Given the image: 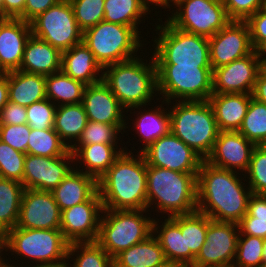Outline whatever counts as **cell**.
Returning a JSON list of instances; mask_svg holds the SVG:
<instances>
[{"mask_svg": "<svg viewBox=\"0 0 266 267\" xmlns=\"http://www.w3.org/2000/svg\"><path fill=\"white\" fill-rule=\"evenodd\" d=\"M259 62L256 51L250 55L234 60L213 70V94L245 93L252 95L257 76Z\"/></svg>", "mask_w": 266, "mask_h": 267, "instance_id": "d6986e66", "label": "cell"}, {"mask_svg": "<svg viewBox=\"0 0 266 267\" xmlns=\"http://www.w3.org/2000/svg\"><path fill=\"white\" fill-rule=\"evenodd\" d=\"M73 153L57 157L26 154L24 160V189L52 191L74 169ZM73 167H72V166Z\"/></svg>", "mask_w": 266, "mask_h": 267, "instance_id": "e0dca14e", "label": "cell"}, {"mask_svg": "<svg viewBox=\"0 0 266 267\" xmlns=\"http://www.w3.org/2000/svg\"><path fill=\"white\" fill-rule=\"evenodd\" d=\"M266 0H223L230 20L246 21L259 9L265 6Z\"/></svg>", "mask_w": 266, "mask_h": 267, "instance_id": "7dc6e473", "label": "cell"}, {"mask_svg": "<svg viewBox=\"0 0 266 267\" xmlns=\"http://www.w3.org/2000/svg\"><path fill=\"white\" fill-rule=\"evenodd\" d=\"M170 13L172 15L165 16L175 28L206 38L214 36L231 21L223 0H180Z\"/></svg>", "mask_w": 266, "mask_h": 267, "instance_id": "8fae6325", "label": "cell"}, {"mask_svg": "<svg viewBox=\"0 0 266 267\" xmlns=\"http://www.w3.org/2000/svg\"><path fill=\"white\" fill-rule=\"evenodd\" d=\"M208 41L212 70L244 58L254 51L246 21L231 20Z\"/></svg>", "mask_w": 266, "mask_h": 267, "instance_id": "2e32d148", "label": "cell"}, {"mask_svg": "<svg viewBox=\"0 0 266 267\" xmlns=\"http://www.w3.org/2000/svg\"><path fill=\"white\" fill-rule=\"evenodd\" d=\"M250 30V40L254 50L266 41V6L246 20Z\"/></svg>", "mask_w": 266, "mask_h": 267, "instance_id": "c3c4849f", "label": "cell"}, {"mask_svg": "<svg viewBox=\"0 0 266 267\" xmlns=\"http://www.w3.org/2000/svg\"><path fill=\"white\" fill-rule=\"evenodd\" d=\"M184 234L185 267H191L201 247L206 242L208 216L196 210L189 214L170 217Z\"/></svg>", "mask_w": 266, "mask_h": 267, "instance_id": "4dcf8cb0", "label": "cell"}, {"mask_svg": "<svg viewBox=\"0 0 266 267\" xmlns=\"http://www.w3.org/2000/svg\"><path fill=\"white\" fill-rule=\"evenodd\" d=\"M210 267H236V266L233 263H230V264L210 266Z\"/></svg>", "mask_w": 266, "mask_h": 267, "instance_id": "003e7915", "label": "cell"}, {"mask_svg": "<svg viewBox=\"0 0 266 267\" xmlns=\"http://www.w3.org/2000/svg\"><path fill=\"white\" fill-rule=\"evenodd\" d=\"M167 263L163 249L153 233L113 258L114 267H162Z\"/></svg>", "mask_w": 266, "mask_h": 267, "instance_id": "f546056e", "label": "cell"}, {"mask_svg": "<svg viewBox=\"0 0 266 267\" xmlns=\"http://www.w3.org/2000/svg\"><path fill=\"white\" fill-rule=\"evenodd\" d=\"M28 267H71L69 260H65L63 262L57 264H44V265H33Z\"/></svg>", "mask_w": 266, "mask_h": 267, "instance_id": "680465c9", "label": "cell"}, {"mask_svg": "<svg viewBox=\"0 0 266 267\" xmlns=\"http://www.w3.org/2000/svg\"><path fill=\"white\" fill-rule=\"evenodd\" d=\"M30 132L31 128L27 123L22 125H0V141L21 153L27 154Z\"/></svg>", "mask_w": 266, "mask_h": 267, "instance_id": "bcb514c9", "label": "cell"}, {"mask_svg": "<svg viewBox=\"0 0 266 267\" xmlns=\"http://www.w3.org/2000/svg\"><path fill=\"white\" fill-rule=\"evenodd\" d=\"M61 71L86 86L103 80V68L83 42L62 52Z\"/></svg>", "mask_w": 266, "mask_h": 267, "instance_id": "d4e9b609", "label": "cell"}, {"mask_svg": "<svg viewBox=\"0 0 266 267\" xmlns=\"http://www.w3.org/2000/svg\"><path fill=\"white\" fill-rule=\"evenodd\" d=\"M87 122L88 117L82 103L59 105L56 108L53 128L70 149L79 140Z\"/></svg>", "mask_w": 266, "mask_h": 267, "instance_id": "836d02e7", "label": "cell"}, {"mask_svg": "<svg viewBox=\"0 0 266 267\" xmlns=\"http://www.w3.org/2000/svg\"><path fill=\"white\" fill-rule=\"evenodd\" d=\"M141 57L140 53V56L103 68L102 81L126 110L141 105L151 106L154 96L158 97L154 57L151 55L149 62Z\"/></svg>", "mask_w": 266, "mask_h": 267, "instance_id": "3957f363", "label": "cell"}, {"mask_svg": "<svg viewBox=\"0 0 266 267\" xmlns=\"http://www.w3.org/2000/svg\"><path fill=\"white\" fill-rule=\"evenodd\" d=\"M69 243L60 229H25L15 227L4 234V250L11 255L24 257L27 262L17 263L20 267L57 264L67 260ZM16 254V255H15ZM33 260V261H32ZM23 263H26L24 265ZM9 267H19L17 264Z\"/></svg>", "mask_w": 266, "mask_h": 267, "instance_id": "52a82bcc", "label": "cell"}, {"mask_svg": "<svg viewBox=\"0 0 266 267\" xmlns=\"http://www.w3.org/2000/svg\"><path fill=\"white\" fill-rule=\"evenodd\" d=\"M4 234L0 231V255H4Z\"/></svg>", "mask_w": 266, "mask_h": 267, "instance_id": "6125c7cd", "label": "cell"}, {"mask_svg": "<svg viewBox=\"0 0 266 267\" xmlns=\"http://www.w3.org/2000/svg\"><path fill=\"white\" fill-rule=\"evenodd\" d=\"M69 2L76 22L83 32L103 21L105 0H69Z\"/></svg>", "mask_w": 266, "mask_h": 267, "instance_id": "7bdbcfd3", "label": "cell"}, {"mask_svg": "<svg viewBox=\"0 0 266 267\" xmlns=\"http://www.w3.org/2000/svg\"><path fill=\"white\" fill-rule=\"evenodd\" d=\"M85 87L62 71L46 76V98L56 106L82 103Z\"/></svg>", "mask_w": 266, "mask_h": 267, "instance_id": "d590c367", "label": "cell"}, {"mask_svg": "<svg viewBox=\"0 0 266 267\" xmlns=\"http://www.w3.org/2000/svg\"><path fill=\"white\" fill-rule=\"evenodd\" d=\"M33 36L46 41L61 52L83 42V31L74 17L69 0H61L31 22Z\"/></svg>", "mask_w": 266, "mask_h": 267, "instance_id": "7c38bea8", "label": "cell"}, {"mask_svg": "<svg viewBox=\"0 0 266 267\" xmlns=\"http://www.w3.org/2000/svg\"><path fill=\"white\" fill-rule=\"evenodd\" d=\"M141 38L142 36L130 26L104 20L83 32V43L94 54L102 68L135 58L139 53L143 55L140 50L147 43Z\"/></svg>", "mask_w": 266, "mask_h": 267, "instance_id": "9c48e42d", "label": "cell"}, {"mask_svg": "<svg viewBox=\"0 0 266 267\" xmlns=\"http://www.w3.org/2000/svg\"><path fill=\"white\" fill-rule=\"evenodd\" d=\"M26 0H1V18H18L23 12Z\"/></svg>", "mask_w": 266, "mask_h": 267, "instance_id": "db71d44e", "label": "cell"}, {"mask_svg": "<svg viewBox=\"0 0 266 267\" xmlns=\"http://www.w3.org/2000/svg\"><path fill=\"white\" fill-rule=\"evenodd\" d=\"M62 52L51 44L31 35L26 43L21 71L51 75L61 71Z\"/></svg>", "mask_w": 266, "mask_h": 267, "instance_id": "484cf974", "label": "cell"}, {"mask_svg": "<svg viewBox=\"0 0 266 267\" xmlns=\"http://www.w3.org/2000/svg\"><path fill=\"white\" fill-rule=\"evenodd\" d=\"M27 123L25 106L8 101L0 111V125H22Z\"/></svg>", "mask_w": 266, "mask_h": 267, "instance_id": "681fc988", "label": "cell"}, {"mask_svg": "<svg viewBox=\"0 0 266 267\" xmlns=\"http://www.w3.org/2000/svg\"><path fill=\"white\" fill-rule=\"evenodd\" d=\"M98 191V181L73 169L51 192L60 211L88 201Z\"/></svg>", "mask_w": 266, "mask_h": 267, "instance_id": "83f0119b", "label": "cell"}, {"mask_svg": "<svg viewBox=\"0 0 266 267\" xmlns=\"http://www.w3.org/2000/svg\"><path fill=\"white\" fill-rule=\"evenodd\" d=\"M28 139L27 154L57 157L66 155L70 151L54 128L44 130L31 128Z\"/></svg>", "mask_w": 266, "mask_h": 267, "instance_id": "74e56055", "label": "cell"}, {"mask_svg": "<svg viewBox=\"0 0 266 267\" xmlns=\"http://www.w3.org/2000/svg\"><path fill=\"white\" fill-rule=\"evenodd\" d=\"M150 8L155 7H150L144 0H105L103 20L130 26L141 35L138 27L143 20L145 23V16L151 14V10L153 12Z\"/></svg>", "mask_w": 266, "mask_h": 267, "instance_id": "1f68e13d", "label": "cell"}, {"mask_svg": "<svg viewBox=\"0 0 266 267\" xmlns=\"http://www.w3.org/2000/svg\"><path fill=\"white\" fill-rule=\"evenodd\" d=\"M57 106L48 98L26 107L27 124L37 130L53 129Z\"/></svg>", "mask_w": 266, "mask_h": 267, "instance_id": "f6af8a7d", "label": "cell"}, {"mask_svg": "<svg viewBox=\"0 0 266 267\" xmlns=\"http://www.w3.org/2000/svg\"><path fill=\"white\" fill-rule=\"evenodd\" d=\"M60 1L61 0H26L24 12L18 18L30 23L38 15L44 13Z\"/></svg>", "mask_w": 266, "mask_h": 267, "instance_id": "816d5d0a", "label": "cell"}, {"mask_svg": "<svg viewBox=\"0 0 266 267\" xmlns=\"http://www.w3.org/2000/svg\"><path fill=\"white\" fill-rule=\"evenodd\" d=\"M9 101L30 106L46 98V76L21 70L7 73Z\"/></svg>", "mask_w": 266, "mask_h": 267, "instance_id": "f1b7e54d", "label": "cell"}, {"mask_svg": "<svg viewBox=\"0 0 266 267\" xmlns=\"http://www.w3.org/2000/svg\"><path fill=\"white\" fill-rule=\"evenodd\" d=\"M264 240L261 237L239 235L233 264L236 267H259L263 263Z\"/></svg>", "mask_w": 266, "mask_h": 267, "instance_id": "60d3db41", "label": "cell"}, {"mask_svg": "<svg viewBox=\"0 0 266 267\" xmlns=\"http://www.w3.org/2000/svg\"><path fill=\"white\" fill-rule=\"evenodd\" d=\"M9 101V86L7 73L0 74V111Z\"/></svg>", "mask_w": 266, "mask_h": 267, "instance_id": "9f6ffc18", "label": "cell"}, {"mask_svg": "<svg viewBox=\"0 0 266 267\" xmlns=\"http://www.w3.org/2000/svg\"><path fill=\"white\" fill-rule=\"evenodd\" d=\"M244 176L252 194L266 195V145L254 147Z\"/></svg>", "mask_w": 266, "mask_h": 267, "instance_id": "b9f144b4", "label": "cell"}, {"mask_svg": "<svg viewBox=\"0 0 266 267\" xmlns=\"http://www.w3.org/2000/svg\"><path fill=\"white\" fill-rule=\"evenodd\" d=\"M239 235H250L266 239V219L243 217L238 222Z\"/></svg>", "mask_w": 266, "mask_h": 267, "instance_id": "f907efd6", "label": "cell"}, {"mask_svg": "<svg viewBox=\"0 0 266 267\" xmlns=\"http://www.w3.org/2000/svg\"><path fill=\"white\" fill-rule=\"evenodd\" d=\"M243 176L203 160L197 174V210L215 221L238 223L246 215L252 195Z\"/></svg>", "mask_w": 266, "mask_h": 267, "instance_id": "6da1fadb", "label": "cell"}, {"mask_svg": "<svg viewBox=\"0 0 266 267\" xmlns=\"http://www.w3.org/2000/svg\"><path fill=\"white\" fill-rule=\"evenodd\" d=\"M259 267H266V264L262 263Z\"/></svg>", "mask_w": 266, "mask_h": 267, "instance_id": "89a4df30", "label": "cell"}, {"mask_svg": "<svg viewBox=\"0 0 266 267\" xmlns=\"http://www.w3.org/2000/svg\"><path fill=\"white\" fill-rule=\"evenodd\" d=\"M147 165L176 172L198 174L203 159L181 139L169 132L142 152Z\"/></svg>", "mask_w": 266, "mask_h": 267, "instance_id": "4fadbf2b", "label": "cell"}, {"mask_svg": "<svg viewBox=\"0 0 266 267\" xmlns=\"http://www.w3.org/2000/svg\"><path fill=\"white\" fill-rule=\"evenodd\" d=\"M162 267H180V266H177V265H174V264L167 263L166 265H164V266H162Z\"/></svg>", "mask_w": 266, "mask_h": 267, "instance_id": "a7ac6f4b", "label": "cell"}, {"mask_svg": "<svg viewBox=\"0 0 266 267\" xmlns=\"http://www.w3.org/2000/svg\"><path fill=\"white\" fill-rule=\"evenodd\" d=\"M255 145L238 131H220L210 155L209 164L227 170L245 173Z\"/></svg>", "mask_w": 266, "mask_h": 267, "instance_id": "ffe728a7", "label": "cell"}, {"mask_svg": "<svg viewBox=\"0 0 266 267\" xmlns=\"http://www.w3.org/2000/svg\"><path fill=\"white\" fill-rule=\"evenodd\" d=\"M157 91L155 98L172 101H207L212 92L211 66H156Z\"/></svg>", "mask_w": 266, "mask_h": 267, "instance_id": "30bf717a", "label": "cell"}, {"mask_svg": "<svg viewBox=\"0 0 266 267\" xmlns=\"http://www.w3.org/2000/svg\"><path fill=\"white\" fill-rule=\"evenodd\" d=\"M238 132L255 146L266 145V104L252 98Z\"/></svg>", "mask_w": 266, "mask_h": 267, "instance_id": "f35d334b", "label": "cell"}, {"mask_svg": "<svg viewBox=\"0 0 266 267\" xmlns=\"http://www.w3.org/2000/svg\"><path fill=\"white\" fill-rule=\"evenodd\" d=\"M147 212V209H103L96 242L112 258L140 243L153 233L154 217L151 218Z\"/></svg>", "mask_w": 266, "mask_h": 267, "instance_id": "ba28073f", "label": "cell"}, {"mask_svg": "<svg viewBox=\"0 0 266 267\" xmlns=\"http://www.w3.org/2000/svg\"><path fill=\"white\" fill-rule=\"evenodd\" d=\"M24 186L21 182L0 178V231L16 227Z\"/></svg>", "mask_w": 266, "mask_h": 267, "instance_id": "e575fe53", "label": "cell"}, {"mask_svg": "<svg viewBox=\"0 0 266 267\" xmlns=\"http://www.w3.org/2000/svg\"><path fill=\"white\" fill-rule=\"evenodd\" d=\"M157 20L158 37L151 40L156 66H211L208 38L175 28L167 19Z\"/></svg>", "mask_w": 266, "mask_h": 267, "instance_id": "8992f818", "label": "cell"}, {"mask_svg": "<svg viewBox=\"0 0 266 267\" xmlns=\"http://www.w3.org/2000/svg\"><path fill=\"white\" fill-rule=\"evenodd\" d=\"M168 110L170 132L206 160L220 132L209 101L168 102Z\"/></svg>", "mask_w": 266, "mask_h": 267, "instance_id": "5b68a950", "label": "cell"}, {"mask_svg": "<svg viewBox=\"0 0 266 267\" xmlns=\"http://www.w3.org/2000/svg\"><path fill=\"white\" fill-rule=\"evenodd\" d=\"M259 74L266 77V57H258Z\"/></svg>", "mask_w": 266, "mask_h": 267, "instance_id": "91938a15", "label": "cell"}, {"mask_svg": "<svg viewBox=\"0 0 266 267\" xmlns=\"http://www.w3.org/2000/svg\"><path fill=\"white\" fill-rule=\"evenodd\" d=\"M103 209L97 191L88 201L62 210L60 230L65 240L69 244L96 241Z\"/></svg>", "mask_w": 266, "mask_h": 267, "instance_id": "9a60e30c", "label": "cell"}, {"mask_svg": "<svg viewBox=\"0 0 266 267\" xmlns=\"http://www.w3.org/2000/svg\"><path fill=\"white\" fill-rule=\"evenodd\" d=\"M179 1L180 0H159V8L158 9H160L162 7V9H169L167 11H170L171 7H173Z\"/></svg>", "mask_w": 266, "mask_h": 267, "instance_id": "6f0895ef", "label": "cell"}, {"mask_svg": "<svg viewBox=\"0 0 266 267\" xmlns=\"http://www.w3.org/2000/svg\"><path fill=\"white\" fill-rule=\"evenodd\" d=\"M118 146L119 145L117 144L102 143L72 145L70 151L73 153L74 157L73 165L75 166L77 163L80 164H77L74 169L90 175L98 181L114 164L115 160L122 154V152L127 149V146H121L120 148Z\"/></svg>", "mask_w": 266, "mask_h": 267, "instance_id": "603a6c76", "label": "cell"}, {"mask_svg": "<svg viewBox=\"0 0 266 267\" xmlns=\"http://www.w3.org/2000/svg\"><path fill=\"white\" fill-rule=\"evenodd\" d=\"M128 151L98 180L104 209H147V163L141 152L135 156L133 150Z\"/></svg>", "mask_w": 266, "mask_h": 267, "instance_id": "7a4b0ae2", "label": "cell"}, {"mask_svg": "<svg viewBox=\"0 0 266 267\" xmlns=\"http://www.w3.org/2000/svg\"><path fill=\"white\" fill-rule=\"evenodd\" d=\"M149 6L150 5H154L156 8L155 10L157 9V7L159 6V0H144Z\"/></svg>", "mask_w": 266, "mask_h": 267, "instance_id": "e7e4bbea", "label": "cell"}, {"mask_svg": "<svg viewBox=\"0 0 266 267\" xmlns=\"http://www.w3.org/2000/svg\"><path fill=\"white\" fill-rule=\"evenodd\" d=\"M67 260L71 267H114L113 258L96 241L69 244Z\"/></svg>", "mask_w": 266, "mask_h": 267, "instance_id": "8d00e7d4", "label": "cell"}, {"mask_svg": "<svg viewBox=\"0 0 266 267\" xmlns=\"http://www.w3.org/2000/svg\"><path fill=\"white\" fill-rule=\"evenodd\" d=\"M1 256L2 255H0V267H9L8 264L11 263V262L8 261L9 259L5 260L4 256H2L3 258Z\"/></svg>", "mask_w": 266, "mask_h": 267, "instance_id": "be15d7a7", "label": "cell"}, {"mask_svg": "<svg viewBox=\"0 0 266 267\" xmlns=\"http://www.w3.org/2000/svg\"><path fill=\"white\" fill-rule=\"evenodd\" d=\"M252 97L263 104H266V77L258 74L255 86L252 92Z\"/></svg>", "mask_w": 266, "mask_h": 267, "instance_id": "11a10c76", "label": "cell"}, {"mask_svg": "<svg viewBox=\"0 0 266 267\" xmlns=\"http://www.w3.org/2000/svg\"><path fill=\"white\" fill-rule=\"evenodd\" d=\"M163 217L164 221L159 222ZM160 219H153V234L163 249L166 261L170 264L185 267L184 234L170 217L162 216Z\"/></svg>", "mask_w": 266, "mask_h": 267, "instance_id": "d6a6232c", "label": "cell"}, {"mask_svg": "<svg viewBox=\"0 0 266 267\" xmlns=\"http://www.w3.org/2000/svg\"><path fill=\"white\" fill-rule=\"evenodd\" d=\"M161 105H152V107L148 108L146 110L145 106H135L132 108H129L126 110V114L130 112V114H134L133 116H136L135 119H131L133 122V131L138 134L140 143L142 139V146L143 148H138L139 152H142L144 149H146L150 144H152L154 141L159 139L162 136L167 135L170 132V115L168 108V102L163 100L161 101ZM165 104V105H164ZM167 105L166 108L164 106ZM154 106V108H153ZM157 106V107H156ZM160 106V107H159ZM144 107V108H143ZM143 108V109H142ZM135 109L137 111H135ZM151 109V110H150ZM139 110V111H138ZM134 111V112H132ZM143 111V112H142ZM136 114V115H135ZM137 128V129H136ZM137 130V131H136Z\"/></svg>", "mask_w": 266, "mask_h": 267, "instance_id": "cb8c5ba5", "label": "cell"}, {"mask_svg": "<svg viewBox=\"0 0 266 267\" xmlns=\"http://www.w3.org/2000/svg\"><path fill=\"white\" fill-rule=\"evenodd\" d=\"M61 211L51 191L24 189L16 227L60 229Z\"/></svg>", "mask_w": 266, "mask_h": 267, "instance_id": "ac0fdd59", "label": "cell"}, {"mask_svg": "<svg viewBox=\"0 0 266 267\" xmlns=\"http://www.w3.org/2000/svg\"><path fill=\"white\" fill-rule=\"evenodd\" d=\"M244 217L266 219V195L252 194L248 201L247 213Z\"/></svg>", "mask_w": 266, "mask_h": 267, "instance_id": "f5cc1de1", "label": "cell"}, {"mask_svg": "<svg viewBox=\"0 0 266 267\" xmlns=\"http://www.w3.org/2000/svg\"><path fill=\"white\" fill-rule=\"evenodd\" d=\"M82 105L90 121L131 127L126 109L103 81L85 87Z\"/></svg>", "mask_w": 266, "mask_h": 267, "instance_id": "44dd1931", "label": "cell"}, {"mask_svg": "<svg viewBox=\"0 0 266 267\" xmlns=\"http://www.w3.org/2000/svg\"><path fill=\"white\" fill-rule=\"evenodd\" d=\"M31 25L19 18H0V74L18 71Z\"/></svg>", "mask_w": 266, "mask_h": 267, "instance_id": "7402d4cb", "label": "cell"}, {"mask_svg": "<svg viewBox=\"0 0 266 267\" xmlns=\"http://www.w3.org/2000/svg\"><path fill=\"white\" fill-rule=\"evenodd\" d=\"M262 258H263V264H266V239L264 240Z\"/></svg>", "mask_w": 266, "mask_h": 267, "instance_id": "03108f58", "label": "cell"}, {"mask_svg": "<svg viewBox=\"0 0 266 267\" xmlns=\"http://www.w3.org/2000/svg\"><path fill=\"white\" fill-rule=\"evenodd\" d=\"M245 93L212 94L209 98L219 131H238L252 99Z\"/></svg>", "mask_w": 266, "mask_h": 267, "instance_id": "4316f807", "label": "cell"}, {"mask_svg": "<svg viewBox=\"0 0 266 267\" xmlns=\"http://www.w3.org/2000/svg\"><path fill=\"white\" fill-rule=\"evenodd\" d=\"M255 51L257 57H266V41H264Z\"/></svg>", "mask_w": 266, "mask_h": 267, "instance_id": "94428289", "label": "cell"}, {"mask_svg": "<svg viewBox=\"0 0 266 267\" xmlns=\"http://www.w3.org/2000/svg\"><path fill=\"white\" fill-rule=\"evenodd\" d=\"M154 208L167 217L195 212L197 174L147 165V210L151 213Z\"/></svg>", "mask_w": 266, "mask_h": 267, "instance_id": "277c9868", "label": "cell"}, {"mask_svg": "<svg viewBox=\"0 0 266 267\" xmlns=\"http://www.w3.org/2000/svg\"><path fill=\"white\" fill-rule=\"evenodd\" d=\"M125 127L126 125H111L88 120L79 140L74 145H89L98 143L120 145L118 142H122V140H120L121 136L119 133L123 135Z\"/></svg>", "mask_w": 266, "mask_h": 267, "instance_id": "ab89813d", "label": "cell"}, {"mask_svg": "<svg viewBox=\"0 0 266 267\" xmlns=\"http://www.w3.org/2000/svg\"><path fill=\"white\" fill-rule=\"evenodd\" d=\"M238 223L215 221L208 216L206 242L201 247L191 267H210L234 263Z\"/></svg>", "mask_w": 266, "mask_h": 267, "instance_id": "5bb4252c", "label": "cell"}, {"mask_svg": "<svg viewBox=\"0 0 266 267\" xmlns=\"http://www.w3.org/2000/svg\"><path fill=\"white\" fill-rule=\"evenodd\" d=\"M0 18H1V0H0Z\"/></svg>", "mask_w": 266, "mask_h": 267, "instance_id": "2644e50d", "label": "cell"}, {"mask_svg": "<svg viewBox=\"0 0 266 267\" xmlns=\"http://www.w3.org/2000/svg\"><path fill=\"white\" fill-rule=\"evenodd\" d=\"M26 154L0 141V178L19 181L23 184Z\"/></svg>", "mask_w": 266, "mask_h": 267, "instance_id": "ee69618b", "label": "cell"}]
</instances>
